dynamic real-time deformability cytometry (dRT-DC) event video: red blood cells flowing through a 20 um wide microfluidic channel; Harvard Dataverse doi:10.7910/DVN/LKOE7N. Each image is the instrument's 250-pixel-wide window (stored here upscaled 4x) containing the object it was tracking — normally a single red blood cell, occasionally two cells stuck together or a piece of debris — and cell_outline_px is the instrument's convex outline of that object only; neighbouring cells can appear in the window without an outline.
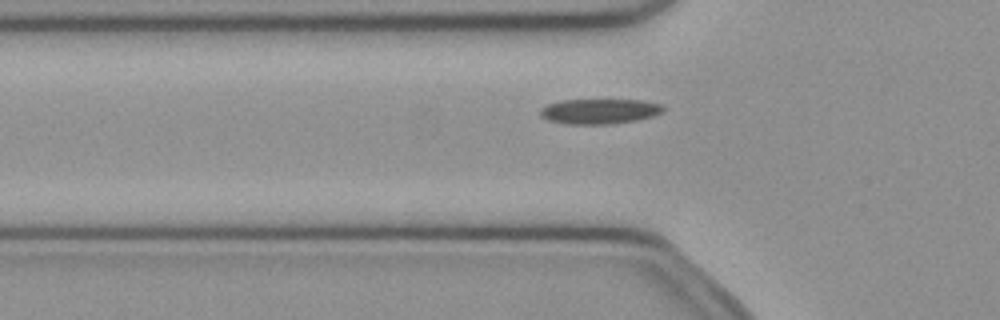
{"species": "common noctule bat (a hibernating species)", "species_latin": "Nyctalus noctula", "temperature_condition": "cold", "stored_images_in_passage": 47, "camera_frame_rate_fps": 3000, "um_per_image_px": 0.085, "animal": {"sex": "female", "body_mass_g": 21.9}, "frame": {"image": 1, "passage_image": 13, "time_ms": 4.0, "image_size_px": [1000, 320], "cell_outline_px": [[664, 112], [652, 116], [636, 120], [612, 124], [568, 124], [548, 120], [540, 116], [540, 108], [548, 104], [560, 100], [644, 100], [664, 104]], "centroid_in_image_um": [50.98, 9.45], "position_along_channel_um": 74.8, "area_um2": 18.15}}
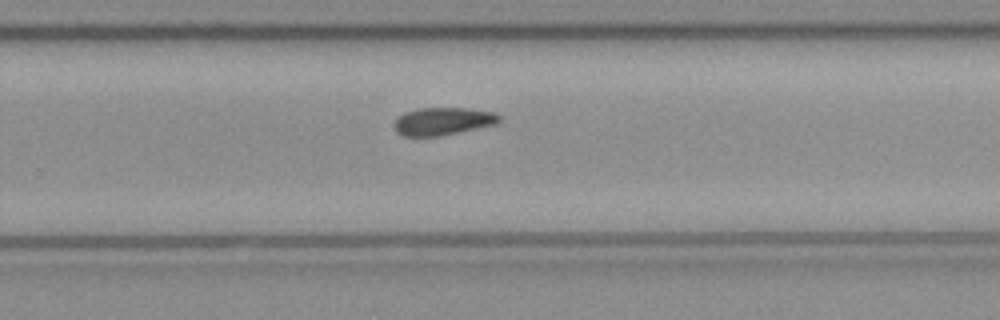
{"frame": {"image": 2, "passage_image": 29, "time_ms": 9.333, "image_size_px": [1000, 320], "cell_outline_px": [[500, 120], [496, 124], [440, 136], [400, 136], [396, 132], [392, 124], [404, 112], [416, 108], [468, 108], [496, 112], [500, 116]], "centroid_in_image_um": [37.62, 10.3], "position_along_channel_um": 292.2, "area_um2": 17.11}}
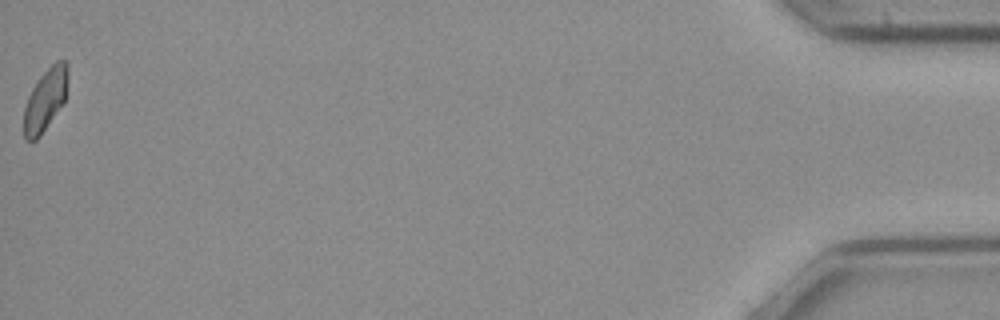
{"frame": {"image": 3, "passage_image": 47, "time_ms": 15.333, "image_size_px": [1000, 320], "cell_outline_px": [[68, 80], [64, 100], [40, 136], [36, 140], [24, 140], [24, 108], [28, 96], [32, 88], [40, 76], [56, 60], [64, 60], [68, 64]], "centroid_in_image_um": [3.84, 8.45], "position_along_channel_um": 431.4, "area_um2": 15.72}}